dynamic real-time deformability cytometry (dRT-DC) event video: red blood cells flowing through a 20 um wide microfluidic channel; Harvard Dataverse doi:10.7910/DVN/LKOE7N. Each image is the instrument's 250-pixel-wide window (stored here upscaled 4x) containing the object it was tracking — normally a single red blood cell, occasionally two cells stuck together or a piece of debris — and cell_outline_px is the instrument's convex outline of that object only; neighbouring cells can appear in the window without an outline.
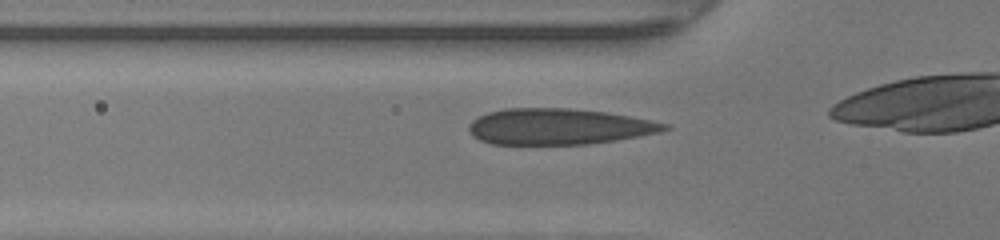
{"species": "human", "species_latin": "Homo sapiens", "temperature_condition": "warm", "stored_images_in_passage": 24, "camera_frame_rate_fps": 3000, "um_per_image_px": 0.085, "donor": {"sex": "female"}, "frame": {"image": 1, "passage_image": 2, "time_ms": 0.333, "image_size_px": [1000, 240], "cell_outline_px": [[672, 128], [660, 132], [616, 140], [588, 144], [492, 144], [480, 140], [472, 136], [468, 132], [468, 124], [472, 120], [488, 112], [504, 108], [568, 108], [604, 112], [652, 120], [668, 124]], "centroid_in_image_um": [47.46, 10.76], "position_along_channel_um": 78.3, "area_um2": 41.1}}
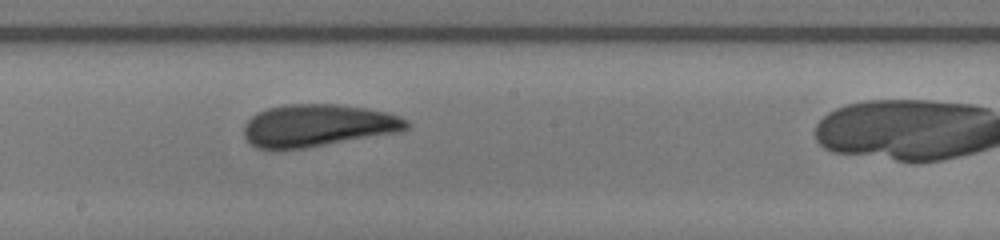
{"frame": {"image": 2, "passage_image": 12, "time_ms": 3.667, "image_size_px": [1000, 240], "cell_outline_px": [[408, 128], [400, 132], [304, 148], [256, 148], [244, 136], [244, 124], [256, 112], [268, 108], [284, 104], [340, 104], [388, 112], [400, 116], [408, 120]], "centroid_in_image_um": [27.03, 10.65], "position_along_channel_um": 221.2, "area_um2": 40.0}}
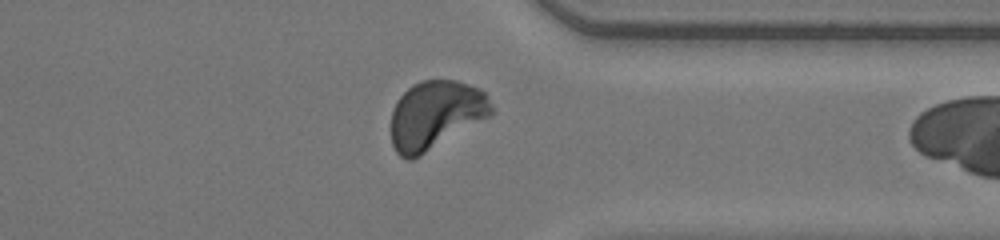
{"frame": {"image": 3, "passage_image": 23, "time_ms": 7.333, "image_size_px": [1000, 240], "cell_outline_px": [[496, 112], [492, 116], [420, 156], [412, 160], [404, 160], [396, 152], [392, 144], [392, 112], [400, 96], [412, 84], [420, 80], [456, 80], [480, 88], [488, 96]], "centroid_in_image_um": [37.07, 9.78], "position_along_channel_um": 374.3, "area_um2": 40.46}}